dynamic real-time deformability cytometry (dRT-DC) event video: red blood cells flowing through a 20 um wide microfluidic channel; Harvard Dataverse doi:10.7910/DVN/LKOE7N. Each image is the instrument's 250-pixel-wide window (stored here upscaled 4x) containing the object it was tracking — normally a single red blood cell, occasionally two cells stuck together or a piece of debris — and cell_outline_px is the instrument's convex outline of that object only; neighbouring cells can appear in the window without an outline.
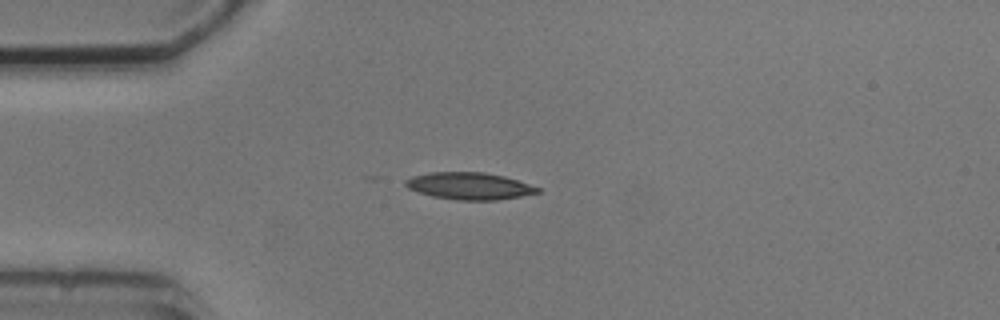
{"species": "common noctule bat (a hibernating species)", "species_latin": "Nyctalus noctula", "temperature_condition": "cold", "stored_images_in_passage": 4, "camera_frame_rate_fps": 3000, "um_per_image_px": 0.085, "animal": {"sex": "male", "body_mass_g": 20.5, "forearm_length_mm": 52.5}, "frame": {"image": 1, "passage_image": 1, "time_ms": 0.0, "image_size_px": [1000, 320], "cell_outline_px": [[540, 192], [520, 196], [496, 200], [456, 200], [432, 196], [416, 192], [408, 188], [404, 184], [404, 180], [412, 176], [428, 172], [484, 172], [504, 176], [540, 188]], "centroid_in_image_um": [39.83, 15.8], "position_along_channel_um": 45.2, "area_um2": 20.81}}
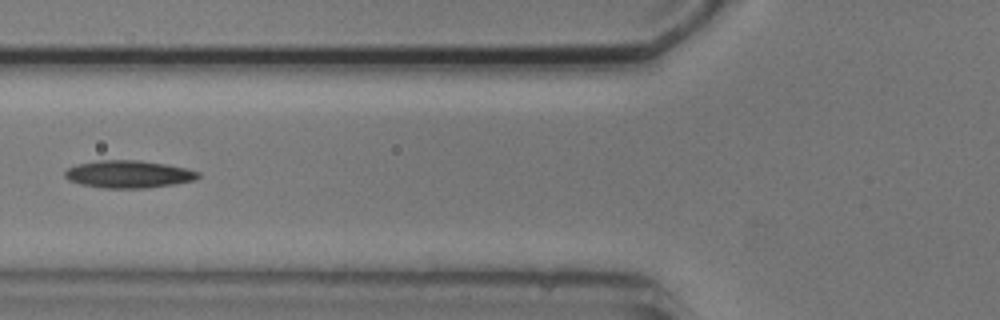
{"frame": {"image": 2, "passage_image": 3, "time_ms": 2.333, "image_size_px": [1000, 320], "cell_outline_px": [[200, 176], [196, 180], [176, 184], [148, 188], [104, 188], [80, 184], [68, 180], [64, 176], [64, 172], [68, 168], [76, 164], [100, 160], [140, 160], [164, 164], [184, 168], [200, 172]], "centroid_in_image_um": [10.92, 14.81], "position_along_channel_um": 114.9, "area_um2": 21.44}}
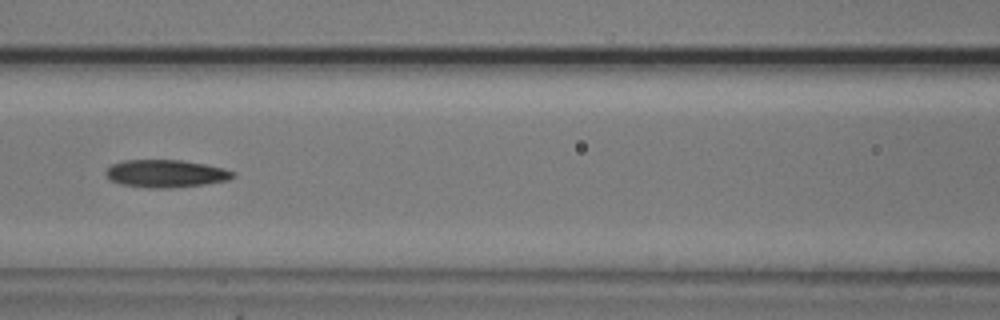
{"frame": {"image": 3, "passage_image": 4, "time_ms": 3.333, "image_size_px": [1000, 320], "cell_outline_px": [[236, 176], [228, 180], [204, 184], [168, 188], [148, 188], [120, 184], [108, 180], [104, 172], [112, 164], [124, 160], [180, 160], [204, 164], [224, 168], [236, 172]], "centroid_in_image_um": [14.08, 14.76], "position_along_channel_um": 152.5, "area_um2": 20.58}}